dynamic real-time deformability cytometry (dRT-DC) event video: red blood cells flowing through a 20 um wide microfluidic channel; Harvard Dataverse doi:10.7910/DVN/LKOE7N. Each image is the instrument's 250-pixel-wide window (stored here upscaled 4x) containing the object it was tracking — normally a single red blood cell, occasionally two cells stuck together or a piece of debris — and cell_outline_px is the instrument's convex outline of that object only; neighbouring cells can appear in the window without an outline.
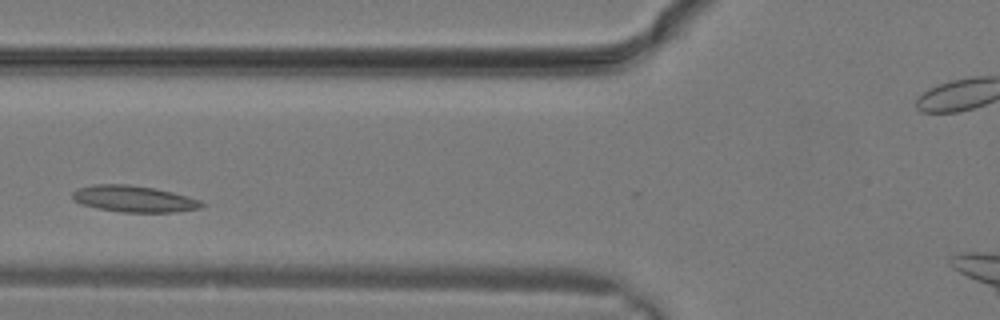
{"species": "common noctule bat (a hibernating species)", "species_latin": "Nyctalus noctula", "temperature_condition": "warm", "stored_images_in_passage": 9, "camera_frame_rate_fps": 3000, "um_per_image_px": 0.085, "animal": {"sex": "male", "body_mass_g": 19.2, "forearm_length_mm": 51.8}, "frame": {"image": 1, "passage_image": 6, "time_ms": 1.667, "image_size_px": [1000, 320], "cell_outline_px": [[204, 204], [200, 208], [176, 212], [120, 212], [96, 208], [72, 200], [72, 192], [76, 188], [96, 184], [128, 184], [156, 188], [172, 192], [200, 200]], "centroid_in_image_um": [11.35, 16.9], "position_along_channel_um": 114.4, "area_um2": 19.94}}
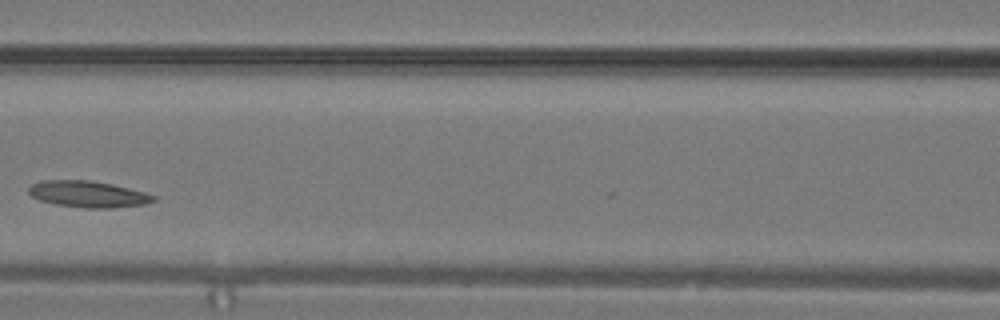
{"frame": {"image": 2, "passage_image": 8, "time_ms": 2.333, "image_size_px": [1000, 320], "cell_outline_px": [[156, 200], [144, 204], [112, 208], [84, 208], [56, 204], [40, 200], [32, 196], [28, 192], [28, 188], [32, 184], [40, 180], [88, 180], [112, 184], [144, 192], [156, 196]], "centroid_in_image_um": [7.47, 16.5], "position_along_channel_um": 159.1, "area_um2": 19.13}}